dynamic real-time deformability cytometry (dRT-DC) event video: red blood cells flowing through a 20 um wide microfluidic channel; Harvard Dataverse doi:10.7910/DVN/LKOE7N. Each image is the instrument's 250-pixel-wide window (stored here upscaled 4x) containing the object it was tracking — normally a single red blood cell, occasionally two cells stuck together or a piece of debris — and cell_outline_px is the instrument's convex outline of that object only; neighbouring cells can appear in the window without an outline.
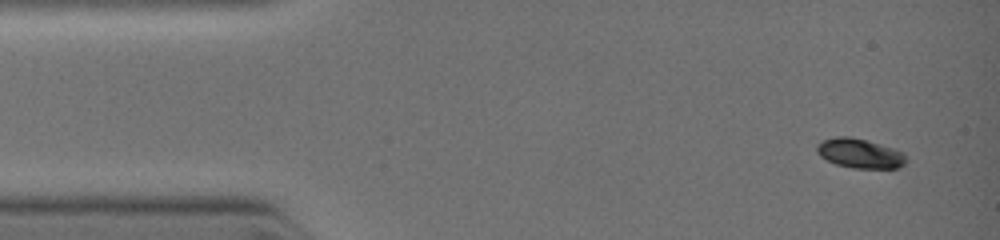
{"species": "common noctule bat (a hibernating species)", "species_latin": "Nyctalus noctula", "temperature_condition": "warm", "stored_images_in_passage": 10, "camera_frame_rate_fps": 3000, "um_per_image_px": 0.085, "animal": {"sex": "female", "body_mass_g": 19.0, "forearm_length_mm": 51.5}, "frame": {"image": 1, "passage_image": 1, "time_ms": 0.0, "image_size_px": [1000, 240], "cell_outline_px": [[908, 160], [904, 164], [896, 168], [856, 168], [836, 164], [820, 156], [816, 152], [816, 144], [820, 140], [836, 136], [848, 136], [864, 140], [892, 148], [904, 152]], "centroid_in_image_um": [73.06, 13.03], "position_along_channel_um": 11.9, "area_um2": 15.32}}
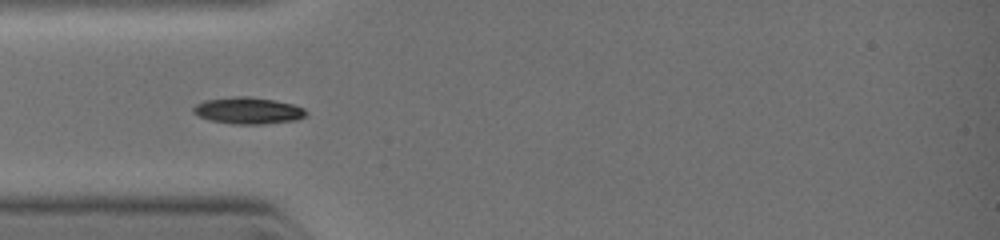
{"frame": {"image": 2, "passage_image": 6, "time_ms": 2.667, "image_size_px": [1000, 240], "cell_outline_px": [[308, 112], [304, 116], [296, 120], [264, 124], [236, 124], [208, 120], [192, 112], [192, 108], [196, 104], [204, 100], [232, 96], [248, 96], [272, 100], [292, 104], [304, 108]], "centroid_in_image_um": [21.06, 9.4], "position_along_channel_um": 63.9, "area_um2": 17.51}}
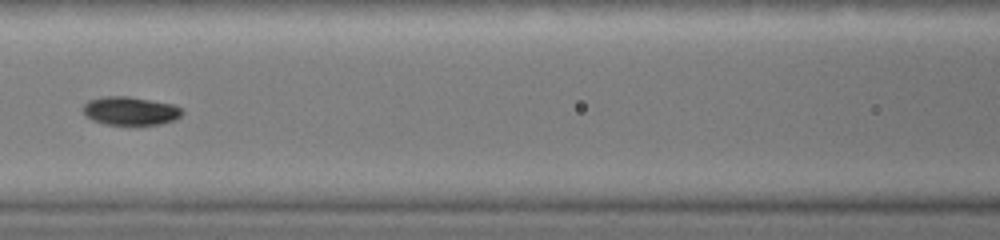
{"frame": {"image": 3, "passage_image": 9, "time_ms": 4.333, "image_size_px": [1000, 240], "cell_outline_px": [[184, 112], [176, 120], [160, 124], [108, 124], [92, 120], [84, 112], [84, 104], [88, 100], [100, 96], [128, 96], [172, 104], [180, 108]], "centroid_in_image_um": [11.09, 9.41], "position_along_channel_um": 155.5, "area_um2": 16.24}}